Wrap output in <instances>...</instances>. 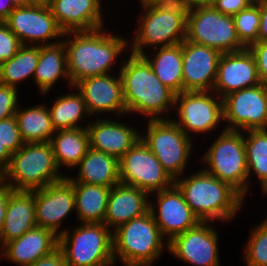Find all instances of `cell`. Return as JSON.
Here are the masks:
<instances>
[{"instance_id":"7a4b0ae2","label":"cell","mask_w":267,"mask_h":266,"mask_svg":"<svg viewBox=\"0 0 267 266\" xmlns=\"http://www.w3.org/2000/svg\"><path fill=\"white\" fill-rule=\"evenodd\" d=\"M128 55L119 71L127 115H133L132 119L138 115L141 120L170 119L176 94L159 80L142 56Z\"/></svg>"},{"instance_id":"60d3db41","label":"cell","mask_w":267,"mask_h":266,"mask_svg":"<svg viewBox=\"0 0 267 266\" xmlns=\"http://www.w3.org/2000/svg\"><path fill=\"white\" fill-rule=\"evenodd\" d=\"M252 3L253 0H215L213 7L220 13L233 17Z\"/></svg>"},{"instance_id":"f907efd6","label":"cell","mask_w":267,"mask_h":266,"mask_svg":"<svg viewBox=\"0 0 267 266\" xmlns=\"http://www.w3.org/2000/svg\"><path fill=\"white\" fill-rule=\"evenodd\" d=\"M51 3V0H30L31 4H37V5H46L49 6Z\"/></svg>"},{"instance_id":"816d5d0a","label":"cell","mask_w":267,"mask_h":266,"mask_svg":"<svg viewBox=\"0 0 267 266\" xmlns=\"http://www.w3.org/2000/svg\"><path fill=\"white\" fill-rule=\"evenodd\" d=\"M158 0H139V6L144 7V6H149V5H154Z\"/></svg>"},{"instance_id":"d6986e66","label":"cell","mask_w":267,"mask_h":266,"mask_svg":"<svg viewBox=\"0 0 267 266\" xmlns=\"http://www.w3.org/2000/svg\"><path fill=\"white\" fill-rule=\"evenodd\" d=\"M129 122L132 120L127 122L124 116L95 117L87 126L90 148L119 160L141 138V129L138 125L135 128L134 122L130 126Z\"/></svg>"},{"instance_id":"ffe728a7","label":"cell","mask_w":267,"mask_h":266,"mask_svg":"<svg viewBox=\"0 0 267 266\" xmlns=\"http://www.w3.org/2000/svg\"><path fill=\"white\" fill-rule=\"evenodd\" d=\"M221 52L215 48L182 42L183 91H213Z\"/></svg>"},{"instance_id":"4316f807","label":"cell","mask_w":267,"mask_h":266,"mask_svg":"<svg viewBox=\"0 0 267 266\" xmlns=\"http://www.w3.org/2000/svg\"><path fill=\"white\" fill-rule=\"evenodd\" d=\"M74 176L67 174L71 182L113 187L120 182L119 160L109 154L89 148L74 168ZM76 174V175H75Z\"/></svg>"},{"instance_id":"d4e9b609","label":"cell","mask_w":267,"mask_h":266,"mask_svg":"<svg viewBox=\"0 0 267 266\" xmlns=\"http://www.w3.org/2000/svg\"><path fill=\"white\" fill-rule=\"evenodd\" d=\"M36 226L34 190H14L8 197L5 219L0 231V249Z\"/></svg>"},{"instance_id":"b9f144b4","label":"cell","mask_w":267,"mask_h":266,"mask_svg":"<svg viewBox=\"0 0 267 266\" xmlns=\"http://www.w3.org/2000/svg\"><path fill=\"white\" fill-rule=\"evenodd\" d=\"M154 5L160 10L179 14L186 20L189 19L192 11L186 0H158Z\"/></svg>"},{"instance_id":"484cf974","label":"cell","mask_w":267,"mask_h":266,"mask_svg":"<svg viewBox=\"0 0 267 266\" xmlns=\"http://www.w3.org/2000/svg\"><path fill=\"white\" fill-rule=\"evenodd\" d=\"M67 83L65 86L70 90L72 87L68 75L67 55L64 43L61 41L53 45L40 46L39 59L34 71L33 84L42 96H49L54 91L58 81Z\"/></svg>"},{"instance_id":"d590c367","label":"cell","mask_w":267,"mask_h":266,"mask_svg":"<svg viewBox=\"0 0 267 266\" xmlns=\"http://www.w3.org/2000/svg\"><path fill=\"white\" fill-rule=\"evenodd\" d=\"M235 30L240 43L248 48L258 42L260 24V1L252 3L233 16Z\"/></svg>"},{"instance_id":"8d00e7d4","label":"cell","mask_w":267,"mask_h":266,"mask_svg":"<svg viewBox=\"0 0 267 266\" xmlns=\"http://www.w3.org/2000/svg\"><path fill=\"white\" fill-rule=\"evenodd\" d=\"M0 143L11 154L15 153L24 145L15 116L0 120Z\"/></svg>"},{"instance_id":"7bdbcfd3","label":"cell","mask_w":267,"mask_h":266,"mask_svg":"<svg viewBox=\"0 0 267 266\" xmlns=\"http://www.w3.org/2000/svg\"><path fill=\"white\" fill-rule=\"evenodd\" d=\"M29 266H68L63 251L58 247L52 253L38 259Z\"/></svg>"},{"instance_id":"e575fe53","label":"cell","mask_w":267,"mask_h":266,"mask_svg":"<svg viewBox=\"0 0 267 266\" xmlns=\"http://www.w3.org/2000/svg\"><path fill=\"white\" fill-rule=\"evenodd\" d=\"M243 247L245 266H267V215L252 227Z\"/></svg>"},{"instance_id":"3957f363","label":"cell","mask_w":267,"mask_h":266,"mask_svg":"<svg viewBox=\"0 0 267 266\" xmlns=\"http://www.w3.org/2000/svg\"><path fill=\"white\" fill-rule=\"evenodd\" d=\"M195 171L192 173L191 170L189 176L185 173V176L174 180L195 215L201 222L214 224L235 220L247 199L231 185L220 181L202 167Z\"/></svg>"},{"instance_id":"7dc6e473","label":"cell","mask_w":267,"mask_h":266,"mask_svg":"<svg viewBox=\"0 0 267 266\" xmlns=\"http://www.w3.org/2000/svg\"><path fill=\"white\" fill-rule=\"evenodd\" d=\"M12 154L0 143V175L7 168Z\"/></svg>"},{"instance_id":"5b68a950","label":"cell","mask_w":267,"mask_h":266,"mask_svg":"<svg viewBox=\"0 0 267 266\" xmlns=\"http://www.w3.org/2000/svg\"><path fill=\"white\" fill-rule=\"evenodd\" d=\"M50 142L24 143L12 154L0 181L15 191H32L64 179Z\"/></svg>"},{"instance_id":"f6af8a7d","label":"cell","mask_w":267,"mask_h":266,"mask_svg":"<svg viewBox=\"0 0 267 266\" xmlns=\"http://www.w3.org/2000/svg\"><path fill=\"white\" fill-rule=\"evenodd\" d=\"M13 191L11 187L0 181V231L5 219L8 197Z\"/></svg>"},{"instance_id":"603a6c76","label":"cell","mask_w":267,"mask_h":266,"mask_svg":"<svg viewBox=\"0 0 267 266\" xmlns=\"http://www.w3.org/2000/svg\"><path fill=\"white\" fill-rule=\"evenodd\" d=\"M59 246V237L49 229L35 227L0 249V257L16 266H29L52 253Z\"/></svg>"},{"instance_id":"83f0119b","label":"cell","mask_w":267,"mask_h":266,"mask_svg":"<svg viewBox=\"0 0 267 266\" xmlns=\"http://www.w3.org/2000/svg\"><path fill=\"white\" fill-rule=\"evenodd\" d=\"M151 51L141 56L151 66L155 75L175 94L183 92L182 43L155 48Z\"/></svg>"},{"instance_id":"52a82bcc","label":"cell","mask_w":267,"mask_h":266,"mask_svg":"<svg viewBox=\"0 0 267 266\" xmlns=\"http://www.w3.org/2000/svg\"><path fill=\"white\" fill-rule=\"evenodd\" d=\"M77 225L59 236L58 247L68 266H115L112 231L104 223Z\"/></svg>"},{"instance_id":"2e32d148","label":"cell","mask_w":267,"mask_h":266,"mask_svg":"<svg viewBox=\"0 0 267 266\" xmlns=\"http://www.w3.org/2000/svg\"><path fill=\"white\" fill-rule=\"evenodd\" d=\"M35 220L37 227L49 229L58 237L68 227H62L67 216L75 212V191L65 177L43 188L34 190Z\"/></svg>"},{"instance_id":"ba28073f","label":"cell","mask_w":267,"mask_h":266,"mask_svg":"<svg viewBox=\"0 0 267 266\" xmlns=\"http://www.w3.org/2000/svg\"><path fill=\"white\" fill-rule=\"evenodd\" d=\"M146 122L143 126L146 129L141 131V139L170 177L175 180L190 171L189 161L195 152V140L187 136L171 119Z\"/></svg>"},{"instance_id":"9c48e42d","label":"cell","mask_w":267,"mask_h":266,"mask_svg":"<svg viewBox=\"0 0 267 266\" xmlns=\"http://www.w3.org/2000/svg\"><path fill=\"white\" fill-rule=\"evenodd\" d=\"M174 111L176 117L170 119L193 140L200 134L205 133L209 137L217 129L221 132L225 130L223 101L214 91H183L176 94Z\"/></svg>"},{"instance_id":"e0dca14e","label":"cell","mask_w":267,"mask_h":266,"mask_svg":"<svg viewBox=\"0 0 267 266\" xmlns=\"http://www.w3.org/2000/svg\"><path fill=\"white\" fill-rule=\"evenodd\" d=\"M149 210L168 242L174 236L194 228L201 222L175 184L151 193Z\"/></svg>"},{"instance_id":"f35d334b","label":"cell","mask_w":267,"mask_h":266,"mask_svg":"<svg viewBox=\"0 0 267 266\" xmlns=\"http://www.w3.org/2000/svg\"><path fill=\"white\" fill-rule=\"evenodd\" d=\"M21 46L19 38L4 22H0V64L12 58Z\"/></svg>"},{"instance_id":"30bf717a","label":"cell","mask_w":267,"mask_h":266,"mask_svg":"<svg viewBox=\"0 0 267 266\" xmlns=\"http://www.w3.org/2000/svg\"><path fill=\"white\" fill-rule=\"evenodd\" d=\"M141 10L137 14L139 18H135L138 24L133 38H128L130 53L141 56L152 49L179 44L186 39L187 20L181 15L160 10L155 5L144 6Z\"/></svg>"},{"instance_id":"d6a6232c","label":"cell","mask_w":267,"mask_h":266,"mask_svg":"<svg viewBox=\"0 0 267 266\" xmlns=\"http://www.w3.org/2000/svg\"><path fill=\"white\" fill-rule=\"evenodd\" d=\"M248 169V194L252 190V177L258 180L260 190L267 197V129L244 131ZM251 187V188H250Z\"/></svg>"},{"instance_id":"ee69618b","label":"cell","mask_w":267,"mask_h":266,"mask_svg":"<svg viewBox=\"0 0 267 266\" xmlns=\"http://www.w3.org/2000/svg\"><path fill=\"white\" fill-rule=\"evenodd\" d=\"M258 41H267V0L260 1Z\"/></svg>"},{"instance_id":"7402d4cb","label":"cell","mask_w":267,"mask_h":266,"mask_svg":"<svg viewBox=\"0 0 267 266\" xmlns=\"http://www.w3.org/2000/svg\"><path fill=\"white\" fill-rule=\"evenodd\" d=\"M104 0H51L49 5L60 29L66 32L93 31L106 26Z\"/></svg>"},{"instance_id":"681fc988","label":"cell","mask_w":267,"mask_h":266,"mask_svg":"<svg viewBox=\"0 0 267 266\" xmlns=\"http://www.w3.org/2000/svg\"><path fill=\"white\" fill-rule=\"evenodd\" d=\"M15 7L28 6L30 5V0H12Z\"/></svg>"},{"instance_id":"c3c4849f","label":"cell","mask_w":267,"mask_h":266,"mask_svg":"<svg viewBox=\"0 0 267 266\" xmlns=\"http://www.w3.org/2000/svg\"><path fill=\"white\" fill-rule=\"evenodd\" d=\"M193 10L200 7H213L215 0H186Z\"/></svg>"},{"instance_id":"1f68e13d","label":"cell","mask_w":267,"mask_h":266,"mask_svg":"<svg viewBox=\"0 0 267 266\" xmlns=\"http://www.w3.org/2000/svg\"><path fill=\"white\" fill-rule=\"evenodd\" d=\"M40 103L30 107L19 104L16 110L15 117L24 143L50 142L55 133L46 102Z\"/></svg>"},{"instance_id":"836d02e7","label":"cell","mask_w":267,"mask_h":266,"mask_svg":"<svg viewBox=\"0 0 267 266\" xmlns=\"http://www.w3.org/2000/svg\"><path fill=\"white\" fill-rule=\"evenodd\" d=\"M39 51L40 46L22 45L12 58L0 64V83L17 89L27 78L33 83Z\"/></svg>"},{"instance_id":"8992f818","label":"cell","mask_w":267,"mask_h":266,"mask_svg":"<svg viewBox=\"0 0 267 266\" xmlns=\"http://www.w3.org/2000/svg\"><path fill=\"white\" fill-rule=\"evenodd\" d=\"M220 132V134H219ZM214 142L202 153L199 164L220 181L228 183L245 199L248 198V169L244 132L218 131ZM205 165V166H204Z\"/></svg>"},{"instance_id":"f546056e","label":"cell","mask_w":267,"mask_h":266,"mask_svg":"<svg viewBox=\"0 0 267 266\" xmlns=\"http://www.w3.org/2000/svg\"><path fill=\"white\" fill-rule=\"evenodd\" d=\"M50 143L60 170L74 169L90 148L87 128L56 130Z\"/></svg>"},{"instance_id":"74e56055","label":"cell","mask_w":267,"mask_h":266,"mask_svg":"<svg viewBox=\"0 0 267 266\" xmlns=\"http://www.w3.org/2000/svg\"><path fill=\"white\" fill-rule=\"evenodd\" d=\"M19 91L15 87L0 83V120L15 116L19 101H22Z\"/></svg>"},{"instance_id":"4fadbf2b","label":"cell","mask_w":267,"mask_h":266,"mask_svg":"<svg viewBox=\"0 0 267 266\" xmlns=\"http://www.w3.org/2000/svg\"><path fill=\"white\" fill-rule=\"evenodd\" d=\"M222 101L226 130L244 132L267 129V85L261 83L232 92Z\"/></svg>"},{"instance_id":"44dd1931","label":"cell","mask_w":267,"mask_h":266,"mask_svg":"<svg viewBox=\"0 0 267 266\" xmlns=\"http://www.w3.org/2000/svg\"><path fill=\"white\" fill-rule=\"evenodd\" d=\"M261 84L256 62L248 48L238 52L222 53L218 62L213 91L221 98L245 88Z\"/></svg>"},{"instance_id":"277c9868","label":"cell","mask_w":267,"mask_h":266,"mask_svg":"<svg viewBox=\"0 0 267 266\" xmlns=\"http://www.w3.org/2000/svg\"><path fill=\"white\" fill-rule=\"evenodd\" d=\"M112 241L115 266H153L168 252V240L150 210L112 231Z\"/></svg>"},{"instance_id":"5bb4252c","label":"cell","mask_w":267,"mask_h":266,"mask_svg":"<svg viewBox=\"0 0 267 266\" xmlns=\"http://www.w3.org/2000/svg\"><path fill=\"white\" fill-rule=\"evenodd\" d=\"M4 23L22 45H53L61 42L64 35L50 7L46 5L16 7Z\"/></svg>"},{"instance_id":"f1b7e54d","label":"cell","mask_w":267,"mask_h":266,"mask_svg":"<svg viewBox=\"0 0 267 266\" xmlns=\"http://www.w3.org/2000/svg\"><path fill=\"white\" fill-rule=\"evenodd\" d=\"M70 89V91H66V94L61 93V96L57 95V98L55 96V100H51L52 104L50 106L48 105L49 102H46L55 131L72 128H87L89 124L87 120L91 118L89 120L91 121L93 119L87 110L82 95L74 86Z\"/></svg>"},{"instance_id":"4dcf8cb0","label":"cell","mask_w":267,"mask_h":266,"mask_svg":"<svg viewBox=\"0 0 267 266\" xmlns=\"http://www.w3.org/2000/svg\"><path fill=\"white\" fill-rule=\"evenodd\" d=\"M75 191V216L79 223H103L111 187L71 182Z\"/></svg>"},{"instance_id":"6da1fadb","label":"cell","mask_w":267,"mask_h":266,"mask_svg":"<svg viewBox=\"0 0 267 266\" xmlns=\"http://www.w3.org/2000/svg\"><path fill=\"white\" fill-rule=\"evenodd\" d=\"M126 37L128 36L124 37L121 33L114 34L106 26L93 31L64 33L62 42L66 49L72 86L88 77L119 72L124 56H127L124 53H130Z\"/></svg>"},{"instance_id":"8fae6325","label":"cell","mask_w":267,"mask_h":266,"mask_svg":"<svg viewBox=\"0 0 267 266\" xmlns=\"http://www.w3.org/2000/svg\"><path fill=\"white\" fill-rule=\"evenodd\" d=\"M186 40L215 48L221 53L245 49L237 37L233 17L220 13L214 7L191 11L187 20Z\"/></svg>"},{"instance_id":"cb8c5ba5","label":"cell","mask_w":267,"mask_h":266,"mask_svg":"<svg viewBox=\"0 0 267 266\" xmlns=\"http://www.w3.org/2000/svg\"><path fill=\"white\" fill-rule=\"evenodd\" d=\"M150 194L137 187L117 183L111 187L103 223L114 231L120 225L149 211Z\"/></svg>"},{"instance_id":"9a60e30c","label":"cell","mask_w":267,"mask_h":266,"mask_svg":"<svg viewBox=\"0 0 267 266\" xmlns=\"http://www.w3.org/2000/svg\"><path fill=\"white\" fill-rule=\"evenodd\" d=\"M214 222H200L194 228L174 236L168 242V252L174 258L192 266H221L219 234Z\"/></svg>"},{"instance_id":"7c38bea8","label":"cell","mask_w":267,"mask_h":266,"mask_svg":"<svg viewBox=\"0 0 267 266\" xmlns=\"http://www.w3.org/2000/svg\"><path fill=\"white\" fill-rule=\"evenodd\" d=\"M119 177L121 183L149 194L174 184V180L141 138L119 159Z\"/></svg>"},{"instance_id":"ab89813d","label":"cell","mask_w":267,"mask_h":266,"mask_svg":"<svg viewBox=\"0 0 267 266\" xmlns=\"http://www.w3.org/2000/svg\"><path fill=\"white\" fill-rule=\"evenodd\" d=\"M256 62L261 83L267 85V41H258L248 47Z\"/></svg>"},{"instance_id":"bcb514c9","label":"cell","mask_w":267,"mask_h":266,"mask_svg":"<svg viewBox=\"0 0 267 266\" xmlns=\"http://www.w3.org/2000/svg\"><path fill=\"white\" fill-rule=\"evenodd\" d=\"M15 8L12 0H0V22H5Z\"/></svg>"},{"instance_id":"ac0fdd59","label":"cell","mask_w":267,"mask_h":266,"mask_svg":"<svg viewBox=\"0 0 267 266\" xmlns=\"http://www.w3.org/2000/svg\"><path fill=\"white\" fill-rule=\"evenodd\" d=\"M74 87L82 95L93 118H102L104 115L112 118L114 115L113 117L125 116L128 120L119 72L88 77L77 82Z\"/></svg>"}]
</instances>
